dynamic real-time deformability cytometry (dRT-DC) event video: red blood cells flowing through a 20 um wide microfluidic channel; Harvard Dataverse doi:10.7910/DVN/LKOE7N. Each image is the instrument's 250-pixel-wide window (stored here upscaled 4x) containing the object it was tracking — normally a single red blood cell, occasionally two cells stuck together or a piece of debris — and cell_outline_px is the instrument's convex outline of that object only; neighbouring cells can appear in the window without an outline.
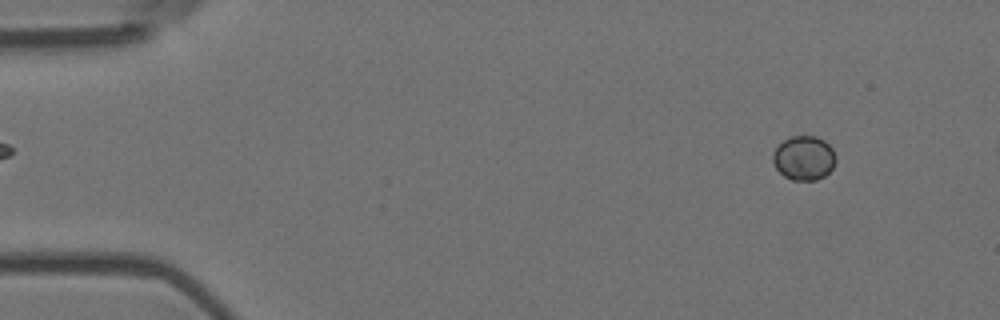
{"species": "Egyptian fruit bat (a non-hibernating species)", "species_latin": "Rousettus aegyptiacus", "temperature_condition": "room temperature", "stored_images_in_passage": 3, "camera_frame_rate_fps": 3000, "um_per_image_px": 0.085, "animal": {"sex": "female"}, "frame": {"image": 1, "passage_image": 1, "time_ms": 0.0, "image_size_px": [1000, 320], "cell_outline_px": [[836, 160], [832, 168], [824, 176], [816, 180], [792, 180], [784, 176], [776, 168], [772, 160], [772, 152], [784, 140], [792, 136], [816, 136], [824, 140], [832, 148], [836, 156]], "centroid_in_image_um": [68.33, 13.43], "position_along_channel_um": 16.7, "area_um2": 16.24}}